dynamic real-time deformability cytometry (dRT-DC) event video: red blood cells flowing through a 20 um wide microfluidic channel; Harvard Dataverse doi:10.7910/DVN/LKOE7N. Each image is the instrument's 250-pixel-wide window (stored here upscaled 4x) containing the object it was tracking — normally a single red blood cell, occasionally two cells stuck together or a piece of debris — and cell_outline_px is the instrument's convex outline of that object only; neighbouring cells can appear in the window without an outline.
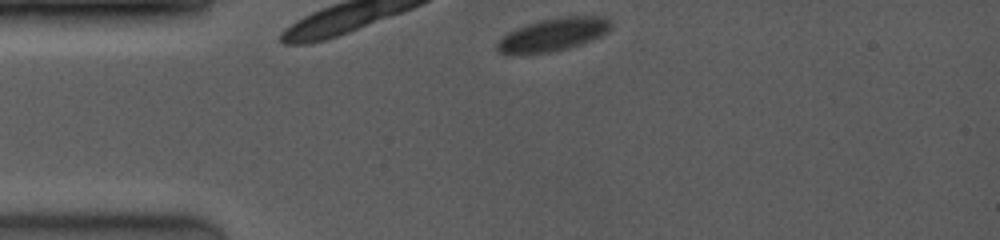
{"species": "common noctule bat (a hibernating species)", "species_latin": "Nyctalus noctula", "temperature_condition": "room temperature", "stored_images_in_passage": 4, "camera_frame_rate_fps": 4000, "um_per_image_px": 0.085, "animal": {"sex": "female", "body_mass_g": 19.0, "forearm_length_mm": 53.3}, "frame": {"image": 1, "passage_image": 1, "time_ms": 0.0, "image_size_px": [1000, 240], "cell_outline_px": [[612, 28], [608, 32], [592, 40], [568, 48], [552, 52], [512, 56], [504, 56], [496, 52], [496, 40], [500, 36], [516, 28], [540, 20], [564, 16], [604, 16], [612, 24]], "centroid_in_image_um": [46.92, 2.98], "position_along_channel_um": 38.1, "area_um2": 22.54}}